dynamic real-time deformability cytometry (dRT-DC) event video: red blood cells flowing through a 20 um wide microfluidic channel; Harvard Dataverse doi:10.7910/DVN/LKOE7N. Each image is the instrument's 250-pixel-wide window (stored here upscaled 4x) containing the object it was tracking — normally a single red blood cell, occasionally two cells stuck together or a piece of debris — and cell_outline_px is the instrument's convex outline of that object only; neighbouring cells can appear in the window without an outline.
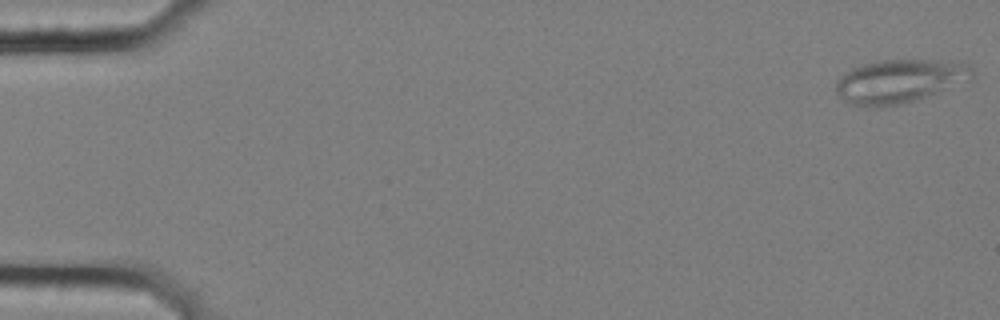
{"species": "common noctule bat (a hibernating species)", "species_latin": "Nyctalus noctula", "temperature_condition": "cold", "stored_images_in_passage": 6, "camera_frame_rate_fps": 3000, "um_per_image_px": 0.085, "animal": {"sex": "female", "body_mass_g": 25.1}, "frame": {"image": 1, "passage_image": 1, "time_ms": 0.0, "image_size_px": [1000, 320], "cell_outline_px": [[976, 76], [972, 80], [900, 104], [876, 108], [872, 108], [852, 104], [836, 92], [836, 80], [840, 76], [852, 68], [876, 60], [956, 60], [972, 64]], "centroid_in_image_um": [76.53, 6.87], "position_along_channel_um": 8.5, "area_um2": 34.8}}
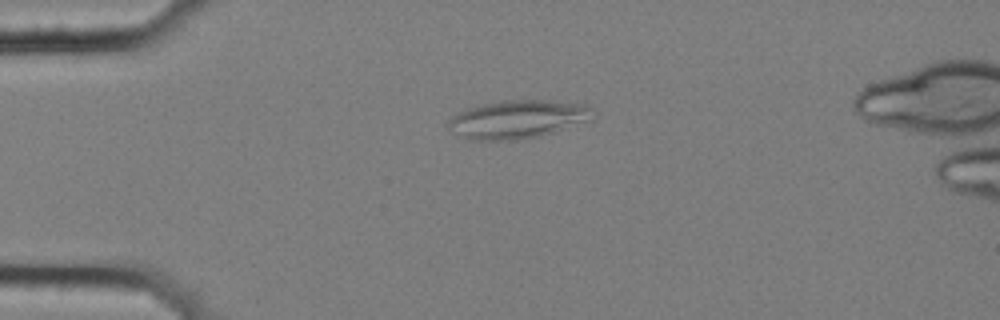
{"frame": {"image": 2, "passage_image": 4, "time_ms": 1.0, "image_size_px": [1000, 320], "cell_outline_px": [[592, 120], [540, 136], [520, 140], [468, 140], [448, 128], [448, 120], [452, 116], [468, 108], [500, 100], [552, 100], [588, 104], [592, 108]], "centroid_in_image_um": [44.04, 10.13], "position_along_channel_um": 41.0, "area_um2": 32.43}}